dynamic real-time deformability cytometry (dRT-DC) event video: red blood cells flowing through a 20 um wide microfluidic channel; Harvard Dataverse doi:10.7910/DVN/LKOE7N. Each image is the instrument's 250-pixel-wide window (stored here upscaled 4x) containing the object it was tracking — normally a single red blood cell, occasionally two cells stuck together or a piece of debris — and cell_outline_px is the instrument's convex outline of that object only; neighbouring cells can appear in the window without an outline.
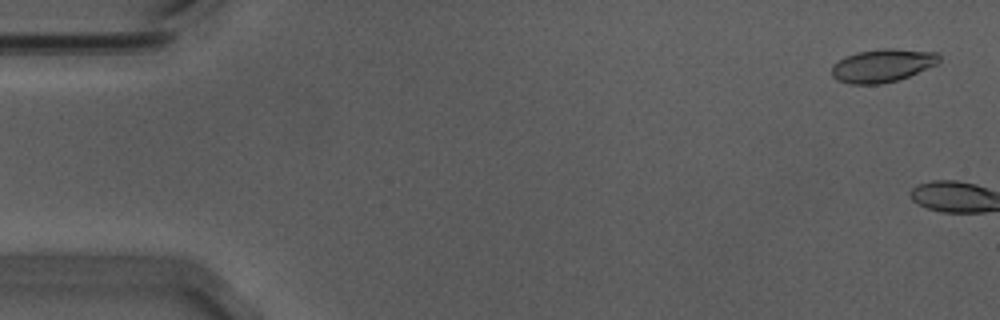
{"species": "Egyptian fruit bat (a non-hibernating species)", "species_latin": "Rousettus aegyptiacus", "temperature_condition": "warm", "stored_images_in_passage": 4, "camera_frame_rate_fps": 3000, "um_per_image_px": 0.085, "animal": {"sex": "male"}, "frame": {"image": 1, "passage_image": 2, "time_ms": 0.333, "image_size_px": [1000, 320], "cell_outline_px": [[940, 60], [936, 64], [908, 76], [896, 80], [880, 84], [848, 84], [836, 80], [832, 76], [832, 64], [844, 56], [856, 52], [884, 48], [892, 48], [936, 52], [940, 56]], "centroid_in_image_um": [74.95, 5.56], "position_along_channel_um": 10.0, "area_um2": 20.75}}